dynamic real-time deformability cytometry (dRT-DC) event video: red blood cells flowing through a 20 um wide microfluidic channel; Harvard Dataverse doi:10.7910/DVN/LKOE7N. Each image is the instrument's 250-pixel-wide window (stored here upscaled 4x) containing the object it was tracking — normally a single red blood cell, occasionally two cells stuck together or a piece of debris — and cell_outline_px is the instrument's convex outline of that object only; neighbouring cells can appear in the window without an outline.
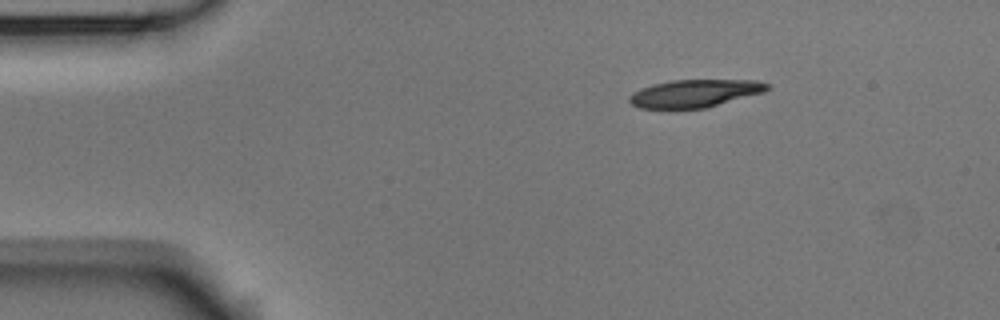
{"species": "Egyptian fruit bat (a non-hibernating species)", "species_latin": "Rousettus aegyptiacus", "temperature_condition": "room temperature", "stored_images_in_passage": 3, "camera_frame_rate_fps": 3000, "um_per_image_px": 0.085, "animal": {"sex": "male"}, "frame": {"image": 1, "passage_image": 1, "time_ms": 0.0, "image_size_px": [1000, 320], "cell_outline_px": [[772, 88], [764, 92], [704, 108], [640, 108], [632, 104], [628, 100], [628, 96], [632, 92], [652, 84], [672, 80], [756, 80], [772, 84]], "centroid_in_image_um": [59.08, 7.92], "position_along_channel_um": 25.9, "area_um2": 22.25}}